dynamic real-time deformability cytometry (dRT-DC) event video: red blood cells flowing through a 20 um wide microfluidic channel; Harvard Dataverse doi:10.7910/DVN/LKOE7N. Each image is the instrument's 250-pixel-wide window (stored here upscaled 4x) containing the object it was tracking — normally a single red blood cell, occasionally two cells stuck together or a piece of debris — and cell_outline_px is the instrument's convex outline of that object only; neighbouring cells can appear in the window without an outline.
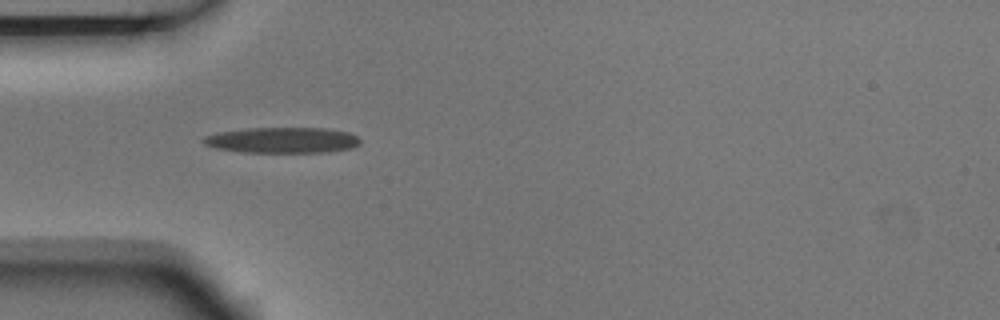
{"species": "Egyptian fruit bat (a non-hibernating species)", "species_latin": "Rousettus aegyptiacus", "temperature_condition": "room temperature", "stored_images_in_passage": 2, "camera_frame_rate_fps": 3000, "um_per_image_px": 0.085, "animal": {"sex": "male"}, "frame": {"image": 1, "passage_image": 1, "time_ms": 0.0, "image_size_px": [1000, 320], "cell_outline_px": [[360, 144], [352, 148], [324, 152], [240, 152], [216, 148], [204, 144], [200, 140], [204, 136], [216, 132], [248, 128], [328, 128], [348, 132], [356, 136], [360, 140]], "centroid_in_image_um": [23.96, 11.91], "position_along_channel_um": 61.0, "area_um2": 23.64}}
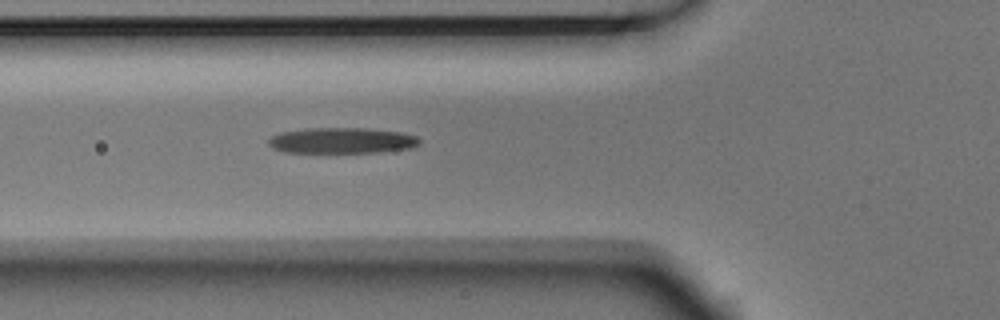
{"frame": {"image": 2, "passage_image": 2, "time_ms": 0.333, "image_size_px": [1000, 320], "cell_outline_px": [[420, 144], [412, 148], [380, 152], [284, 152], [272, 148], [268, 144], [268, 140], [272, 136], [280, 132], [308, 128], [368, 128], [404, 132], [416, 136], [420, 140]], "centroid_in_image_um": [29.09, 11.94], "position_along_channel_um": 96.7, "area_um2": 22.83}}